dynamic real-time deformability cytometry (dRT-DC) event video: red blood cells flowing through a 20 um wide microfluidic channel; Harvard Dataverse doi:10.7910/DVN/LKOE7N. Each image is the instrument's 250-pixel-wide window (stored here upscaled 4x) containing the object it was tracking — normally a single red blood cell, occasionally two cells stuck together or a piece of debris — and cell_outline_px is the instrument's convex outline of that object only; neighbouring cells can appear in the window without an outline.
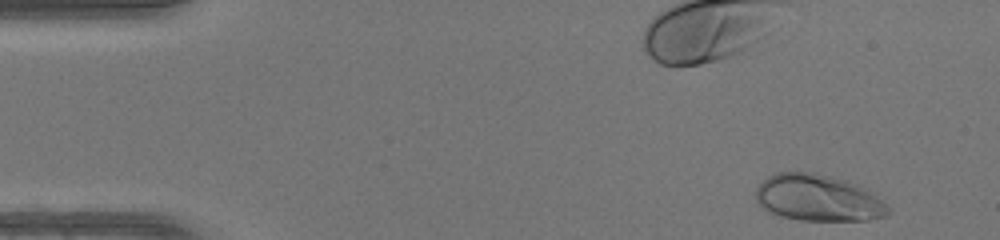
{"species": "human", "species_latin": "Homo sapiens", "temperature_condition": "warm", "stored_images_in_passage": 46, "camera_frame_rate_fps": 3000, "um_per_image_px": 0.085, "donor": {"sex": "female"}, "frame": {"image": 1, "passage_image": 2, "time_ms": 0.333, "image_size_px": [1000, 240], "cell_outline_px": [[888, 212], [884, 216], [868, 220], [800, 220], [780, 216], [768, 212], [756, 200], [756, 188], [768, 176], [776, 172], [812, 172], [832, 176], [848, 180], [868, 188], [888, 208]], "centroid_in_image_um": [69.52, 16.81], "position_along_channel_um": 15.5, "area_um2": 35.89}}
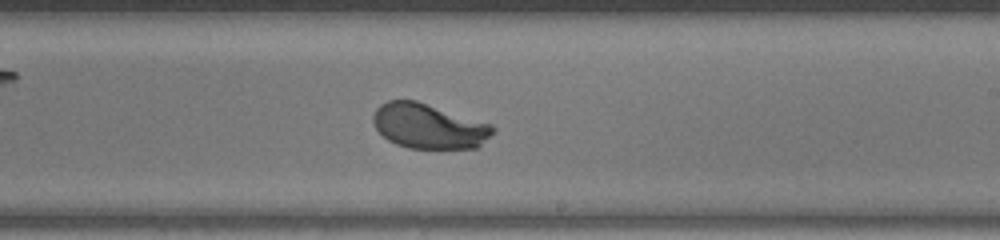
{"frame": {"image": 2, "passage_image": 27, "time_ms": 8.667, "image_size_px": [1000, 240], "cell_outline_px": [[496, 132], [476, 148], [408, 148], [396, 144], [388, 140], [376, 128], [372, 120], [372, 116], [376, 108], [380, 104], [388, 100], [416, 100], [492, 124], [496, 128]], "centroid_in_image_um": [36.45, 10.72], "position_along_channel_um": 252.5, "area_um2": 31.44}}
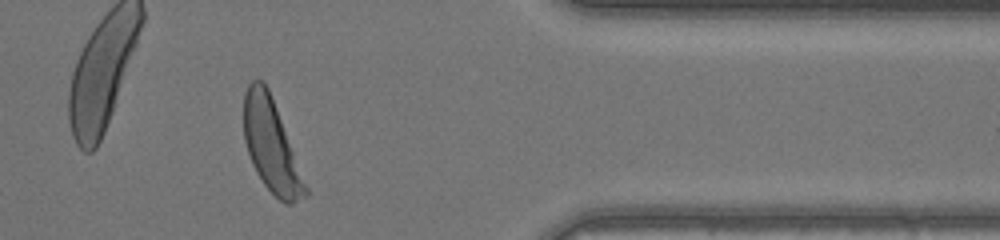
{"frame": {"image": 3, "passage_image": 38, "time_ms": 12.333, "image_size_px": [1000, 240], "cell_outline_px": [[308, 196], [292, 204], [284, 204], [264, 184], [256, 172], [252, 164], [244, 140], [244, 92], [248, 84], [252, 80], [264, 80], [268, 88], [308, 188]], "centroid_in_image_um": [23.04, 12.39], "position_along_channel_um": 388.4, "area_um2": 32.71}, "authors_computed_cell_mechanics": {"area_um2": 32.4547, "velocity_mm_per_s": 4.2571, "shape_relaxation_time_tau1_ms": 1.9231, "shape_relaxation_time_tau2_ms": null, "deformation_change_tau1": 0.1633, "deformation_change_tau2": null}}